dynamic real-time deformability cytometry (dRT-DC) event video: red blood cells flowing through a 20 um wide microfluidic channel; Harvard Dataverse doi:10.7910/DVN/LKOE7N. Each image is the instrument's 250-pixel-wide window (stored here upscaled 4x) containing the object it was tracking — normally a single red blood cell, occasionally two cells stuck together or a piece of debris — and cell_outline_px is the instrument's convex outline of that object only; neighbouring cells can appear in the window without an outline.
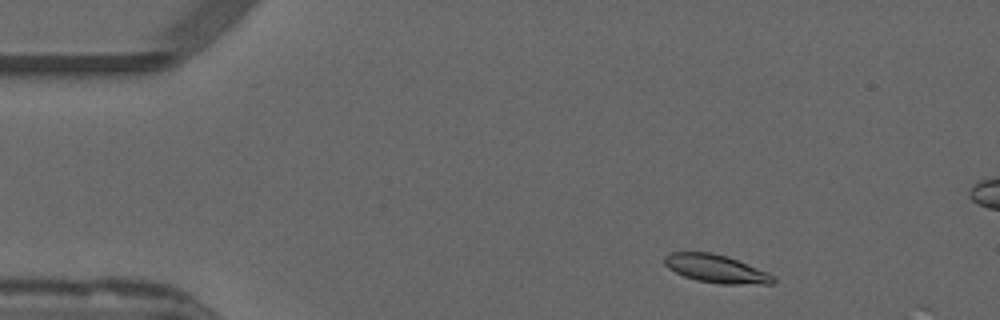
{"species": "common noctule bat (a hibernating species)", "species_latin": "Nyctalus noctula", "temperature_condition": "warm", "stored_images_in_passage": 44, "camera_frame_rate_fps": 3000, "um_per_image_px": 0.085, "animal": {"sex": "male", "forearm_length_mm": 52.5}, "frame": {"image": 1, "passage_image": 3, "time_ms": 0.667, "image_size_px": [1000, 320], "cell_outline_px": [[776, 280], [772, 284], [720, 284], [696, 280], [684, 276], [668, 268], [664, 264], [664, 256], [672, 252], [712, 252], [728, 256], [768, 272], [776, 276]], "centroid_in_image_um": [60.89, 22.84], "position_along_channel_um": 24.1, "area_um2": 17.98}}
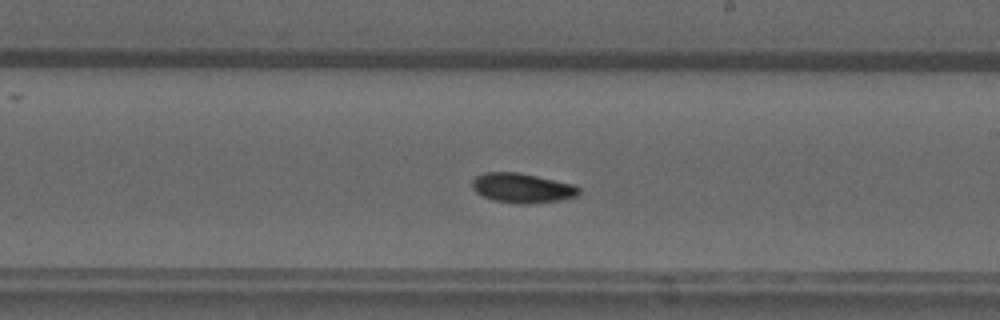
{"frame": {"image": 2, "passage_image": 26, "time_ms": 8.333, "image_size_px": [1000, 320], "cell_outline_px": [[580, 192], [576, 196], [560, 200], [528, 204], [520, 204], [492, 200], [476, 192], [472, 188], [472, 180], [476, 176], [484, 172], [520, 172], [572, 184], [580, 188]], "centroid_in_image_um": [44.36, 15.98], "position_along_channel_um": 244.6, "area_um2": 18.44}}
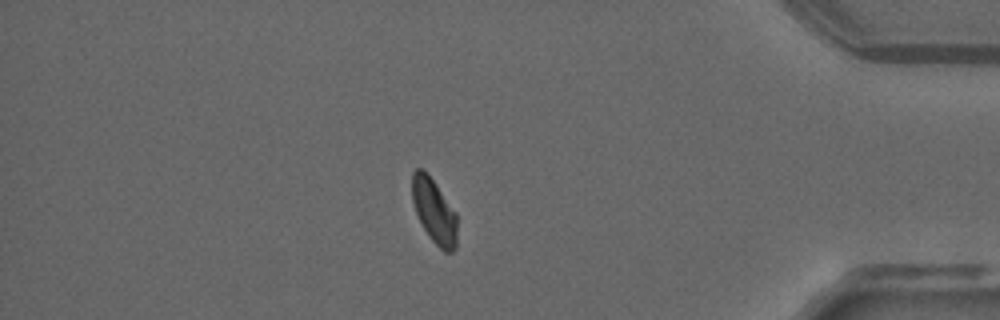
{"frame": {"image": 3, "passage_image": 41, "time_ms": 13.333, "image_size_px": [1000, 320], "cell_outline_px": [[456, 248], [452, 252], [444, 252], [432, 240], [424, 228], [416, 212], [412, 200], [412, 172], [416, 168], [420, 168], [436, 184], [456, 212]], "centroid_in_image_um": [36.91, 17.95], "position_along_channel_um": 398.3, "area_um2": 16.59}, "authors_computed_cell_mechanics": {"area_um2": 17.6001, "velocity_mm_per_s": 3.8348, "shape_relaxation_time_tau1_ms": 3.9923, "shape_relaxation_time_tau2_ms": null, "deformation_change_tau1": 0.1288, "deformation_change_tau2": null}}